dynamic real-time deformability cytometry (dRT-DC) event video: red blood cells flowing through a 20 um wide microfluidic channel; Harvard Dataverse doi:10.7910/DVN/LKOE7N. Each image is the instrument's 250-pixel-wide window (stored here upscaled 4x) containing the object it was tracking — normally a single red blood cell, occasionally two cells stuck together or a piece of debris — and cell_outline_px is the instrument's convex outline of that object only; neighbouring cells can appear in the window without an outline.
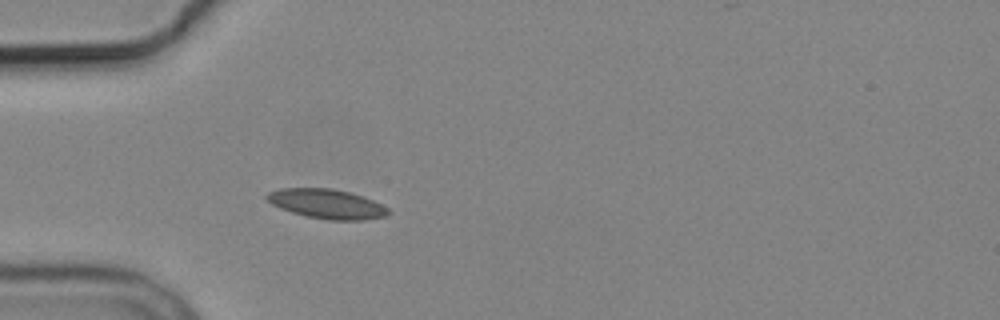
{"species": "common noctule bat (a hibernating species)", "species_latin": "Nyctalus noctula", "temperature_condition": "cold", "stored_images_in_passage": 3, "camera_frame_rate_fps": 3000, "um_per_image_px": 0.085, "animal": {"sex": "male", "body_mass_g": 19.2, "forearm_length_mm": 51.8}, "frame": {"image": 1, "passage_image": 3, "time_ms": 3.333, "image_size_px": [1000, 320], "cell_outline_px": [[392, 212], [384, 216], [364, 220], [328, 220], [308, 216], [292, 212], [280, 208], [272, 204], [264, 196], [268, 192], [280, 188], [332, 188], [348, 192], [372, 200], [388, 208]], "centroid_in_image_um": [27.76, 17.33], "position_along_channel_um": 57.2, "area_um2": 20.69}}